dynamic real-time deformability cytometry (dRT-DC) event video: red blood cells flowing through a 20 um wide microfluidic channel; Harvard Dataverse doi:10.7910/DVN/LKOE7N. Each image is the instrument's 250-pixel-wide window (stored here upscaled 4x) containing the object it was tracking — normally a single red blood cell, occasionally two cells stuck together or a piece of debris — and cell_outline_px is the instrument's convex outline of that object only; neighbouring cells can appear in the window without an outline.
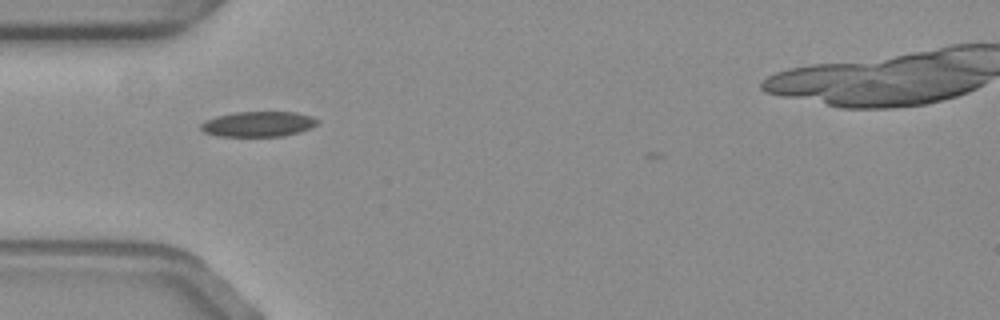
{"species": "common noctule bat (a hibernating species)", "species_latin": "Nyctalus noctula", "temperature_condition": "warm", "stored_images_in_passage": 41, "camera_frame_rate_fps": 3000, "um_per_image_px": 0.085, "animal": {"sex": "female", "body_mass_g": 19.3, "forearm_length_mm": 54.1}, "frame": {"image": 1, "passage_image": 2, "time_ms": 0.333, "image_size_px": [1000, 320], "cell_outline_px": [[320, 120], [312, 128], [300, 132], [284, 136], [216, 136], [204, 132], [200, 128], [200, 124], [204, 120], [216, 116], [236, 112], [296, 112], [312, 116]], "centroid_in_image_um": [21.96, 10.54], "position_along_channel_um": 63.0, "area_um2": 17.34}}
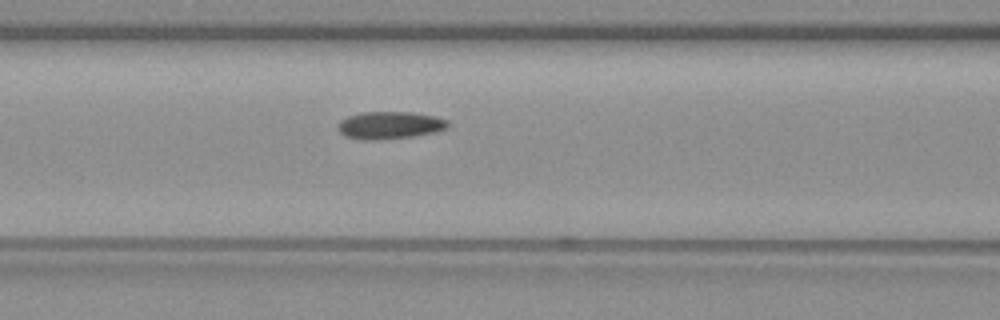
{"frame": {"image": 2, "passage_image": 8, "time_ms": 2.333, "image_size_px": [1000, 320], "cell_outline_px": [[448, 128], [436, 132], [412, 136], [380, 140], [364, 140], [344, 136], [336, 128], [340, 120], [348, 116], [360, 112], [412, 112], [436, 116], [448, 120]], "centroid_in_image_um": [33.12, 10.64], "position_along_channel_um": 133.5, "area_um2": 17.8}}
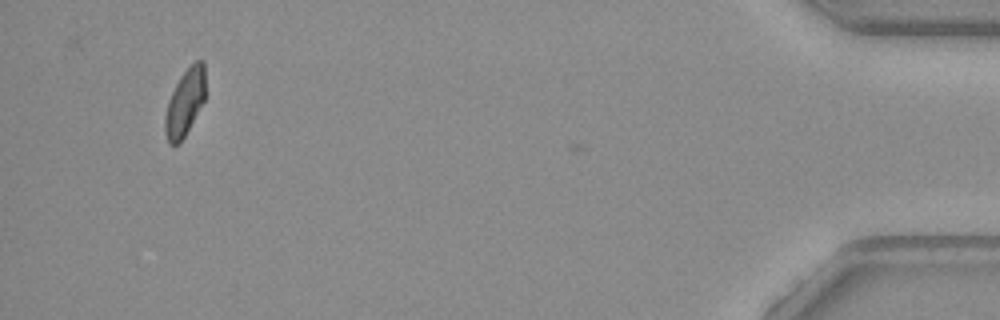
{"frame": {"image": 3, "passage_image": 39, "time_ms": 12.667, "image_size_px": [1000, 320], "cell_outline_px": [[204, 100], [184, 136], [176, 144], [168, 144], [164, 132], [164, 116], [168, 100], [180, 76], [196, 60], [204, 60]], "centroid_in_image_um": [15.68, 8.71], "position_along_channel_um": 419.5, "area_um2": 15.37}, "authors_computed_cell_mechanics": {"area_um2": 16.762, "velocity_mm_per_s": 3.5562, "shape_relaxation_time_tau1_ms": null, "shape_relaxation_time_tau2_ms": 4.1096, "deformation_change_tau1": null, "deformation_change_tau2": 0.0834}}